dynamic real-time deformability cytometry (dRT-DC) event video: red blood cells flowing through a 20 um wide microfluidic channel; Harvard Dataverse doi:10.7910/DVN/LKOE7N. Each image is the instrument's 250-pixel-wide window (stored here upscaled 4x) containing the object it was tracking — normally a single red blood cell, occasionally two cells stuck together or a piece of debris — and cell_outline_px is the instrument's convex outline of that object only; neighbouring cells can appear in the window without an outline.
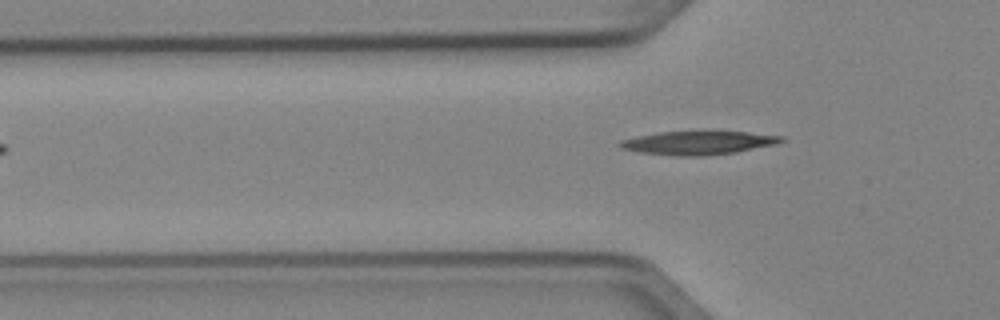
{"species": "Egyptian fruit bat (a non-hibernating species)", "species_latin": "Rousettus aegyptiacus", "temperature_condition": "cold", "stored_images_in_passage": 4, "camera_frame_rate_fps": 3000, "um_per_image_px": 0.085, "animal": {"sex": "female"}, "frame": {"image": 1, "passage_image": 4, "time_ms": 1.0, "image_size_px": [1000, 320], "cell_outline_px": [[784, 140], [776, 144], [736, 152], [704, 156], [676, 156], [640, 152], [620, 148], [616, 144], [620, 140], [636, 136], [660, 132], [748, 132], [784, 136]], "centroid_in_image_um": [59.32, 12.15], "position_along_channel_um": 66.5, "area_um2": 22.02}}